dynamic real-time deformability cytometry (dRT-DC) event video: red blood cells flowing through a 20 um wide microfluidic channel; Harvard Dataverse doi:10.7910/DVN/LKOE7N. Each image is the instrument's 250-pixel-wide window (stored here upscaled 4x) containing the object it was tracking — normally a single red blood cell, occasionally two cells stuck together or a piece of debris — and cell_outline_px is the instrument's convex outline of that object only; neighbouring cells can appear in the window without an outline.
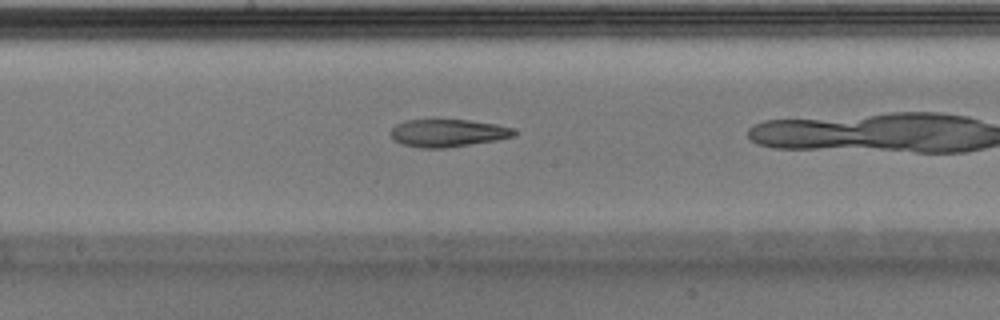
{"species": "Egyptian fruit bat (a non-hibernating species)", "species_latin": "Rousettus aegyptiacus", "temperature_condition": "warm", "stored_images_in_passage": 26, "camera_frame_rate_fps": 3000, "um_per_image_px": 0.085, "animal": {"sex": "male"}, "frame": {"image": 1, "passage_image": 15, "time_ms": 4.667, "image_size_px": [1000, 320], "cell_outline_px": [[516, 132], [512, 136], [496, 140], [444, 148], [420, 148], [400, 144], [392, 140], [392, 128], [396, 124], [404, 120], [468, 120], [496, 124], [512, 128]], "centroid_in_image_um": [38.01, 11.31], "position_along_channel_um": 210.2, "area_um2": 19.71}}